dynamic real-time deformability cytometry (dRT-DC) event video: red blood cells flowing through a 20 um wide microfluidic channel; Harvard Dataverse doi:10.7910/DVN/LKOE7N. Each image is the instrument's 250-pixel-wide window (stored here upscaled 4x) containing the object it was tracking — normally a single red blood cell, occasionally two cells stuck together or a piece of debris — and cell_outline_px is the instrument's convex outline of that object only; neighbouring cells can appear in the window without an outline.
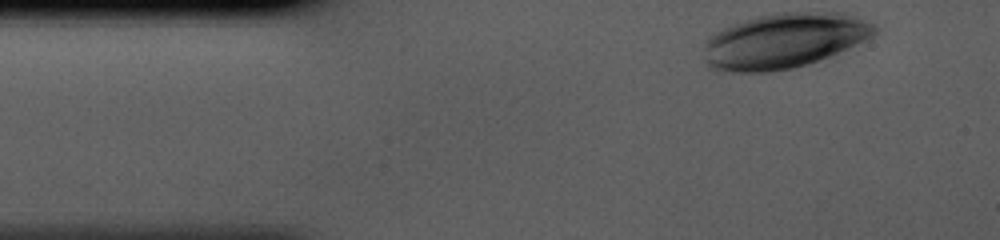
{"species": "human", "species_latin": "Homo sapiens", "temperature_condition": "cold", "stored_images_in_passage": 33, "camera_frame_rate_fps": 3000, "um_per_image_px": 0.085, "donor": {"sex": "male"}, "frame": {"image": 1, "passage_image": 1, "time_ms": 0.0, "image_size_px": [1000, 240], "cell_outline_px": [[876, 32], [872, 36], [864, 40], [828, 56], [808, 64], [792, 68], [768, 72], [732, 72], [708, 68], [704, 64], [704, 44], [708, 36], [732, 24], [756, 16], [776, 12], [844, 12], [872, 24], [876, 28]], "centroid_in_image_um": [66.56, 3.46], "position_along_channel_um": 18.4, "area_um2": 54.74}}
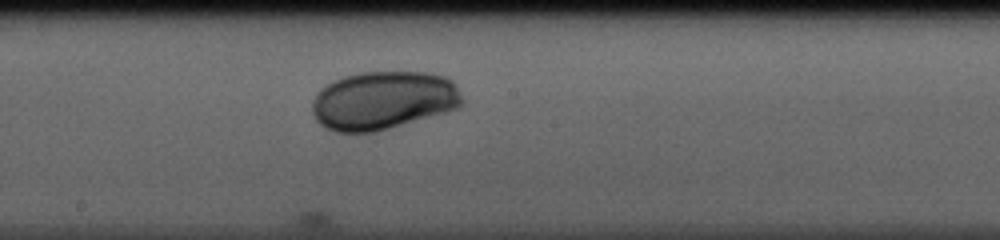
{"frame": {"image": 2, "passage_image": 19, "time_ms": 6.0, "image_size_px": [1000, 240], "cell_outline_px": [[464, 104], [456, 108], [444, 112], [376, 132], [336, 132], [320, 124], [316, 120], [312, 112], [312, 100], [316, 92], [324, 84], [332, 80], [344, 76], [360, 72], [428, 72], [444, 76], [452, 80], [456, 84], [464, 100]], "centroid_in_image_um": [32.55, 8.52], "position_along_channel_um": 215.6, "area_um2": 51.38}}
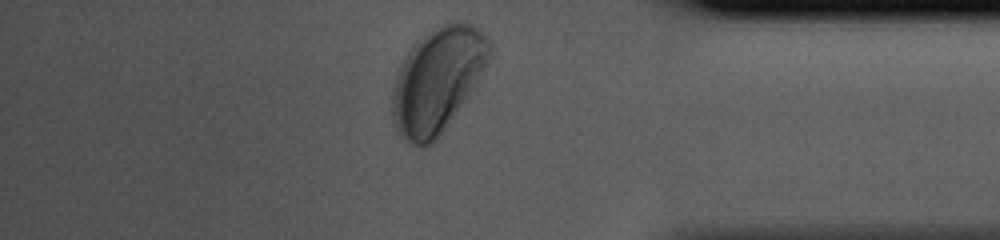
{"frame": {"image": 3, "passage_image": 33, "time_ms": 10.667, "image_size_px": [1000, 240], "cell_outline_px": [[492, 48], [476, 84], [436, 140], [432, 144], [412, 144], [400, 136], [396, 132], [392, 124], [392, 92], [396, 76], [408, 52], [424, 36], [448, 20], [464, 20], [480, 28], [492, 40]], "centroid_in_image_um": [37.2, 6.77], "position_along_channel_um": 398.0, "area_um2": 58.67}}